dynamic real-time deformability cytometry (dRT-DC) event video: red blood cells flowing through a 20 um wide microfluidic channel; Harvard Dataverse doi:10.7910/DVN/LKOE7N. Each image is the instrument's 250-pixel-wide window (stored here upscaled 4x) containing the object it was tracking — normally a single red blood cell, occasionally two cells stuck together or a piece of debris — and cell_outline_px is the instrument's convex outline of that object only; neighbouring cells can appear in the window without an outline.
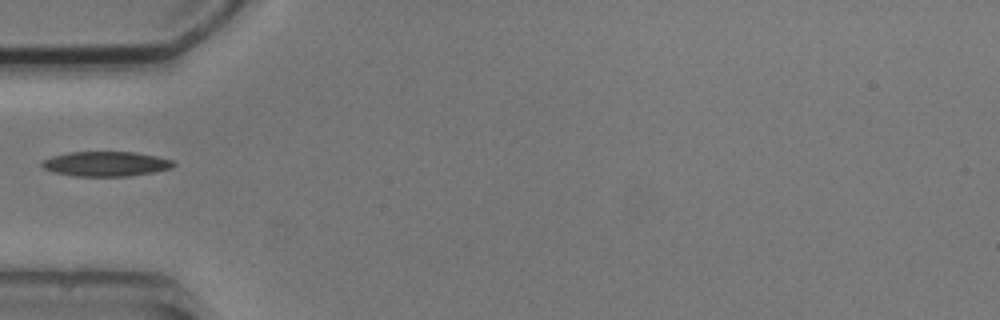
{"species": "common noctule bat (a hibernating species)", "species_latin": "Nyctalus noctula", "temperature_condition": "cold", "stored_images_in_passage": 1, "camera_frame_rate_fps": 3000, "um_per_image_px": 0.085, "animal": {"sex": "male", "body_mass_g": 20.5, "forearm_length_mm": 52.5}, "frame": {"image": 1, "passage_image": 1, "time_ms": 0.0, "image_size_px": [1000, 320], "cell_outline_px": [[176, 164], [172, 168], [152, 172], [128, 176], [76, 176], [56, 172], [44, 168], [40, 164], [44, 160], [52, 156], [68, 152], [136, 152], [156, 156], [172, 160]], "centroid_in_image_um": [9.02, 13.92], "position_along_channel_um": 76.0, "area_um2": 18.84}}